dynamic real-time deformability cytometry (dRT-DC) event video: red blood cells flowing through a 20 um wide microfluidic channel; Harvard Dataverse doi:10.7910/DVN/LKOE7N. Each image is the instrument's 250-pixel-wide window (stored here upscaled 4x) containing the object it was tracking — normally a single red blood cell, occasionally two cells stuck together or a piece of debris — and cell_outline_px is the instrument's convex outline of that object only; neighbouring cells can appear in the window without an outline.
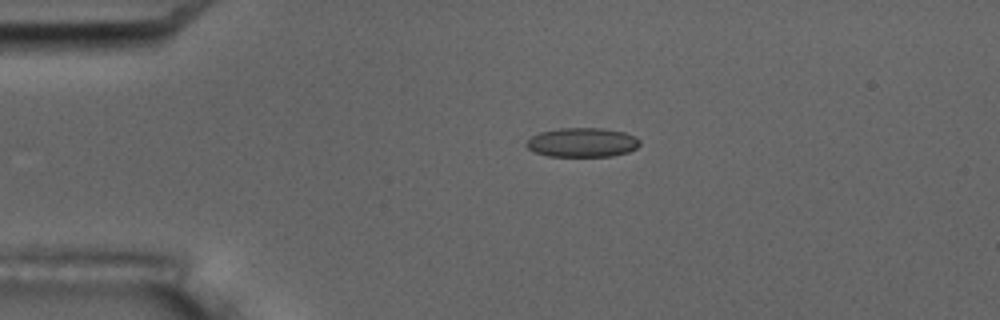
{"species": "common noctule bat (a hibernating species)", "species_latin": "Nyctalus noctula", "temperature_condition": "room temperature", "stored_images_in_passage": 5, "camera_frame_rate_fps": 3000, "um_per_image_px": 0.085, "animal": {"sex": "male", "body_mass_g": 17.5, "forearm_length_mm": 52.3}, "frame": {"image": 1, "passage_image": 3, "time_ms": 3.333, "image_size_px": [1000, 320], "cell_outline_px": [[640, 144], [636, 148], [628, 152], [612, 156], [548, 156], [536, 152], [528, 148], [524, 144], [532, 136], [540, 132], [560, 128], [600, 128], [624, 132], [640, 140]], "centroid_in_image_um": [49.48, 12.11], "position_along_channel_um": 35.5, "area_um2": 19.19}}